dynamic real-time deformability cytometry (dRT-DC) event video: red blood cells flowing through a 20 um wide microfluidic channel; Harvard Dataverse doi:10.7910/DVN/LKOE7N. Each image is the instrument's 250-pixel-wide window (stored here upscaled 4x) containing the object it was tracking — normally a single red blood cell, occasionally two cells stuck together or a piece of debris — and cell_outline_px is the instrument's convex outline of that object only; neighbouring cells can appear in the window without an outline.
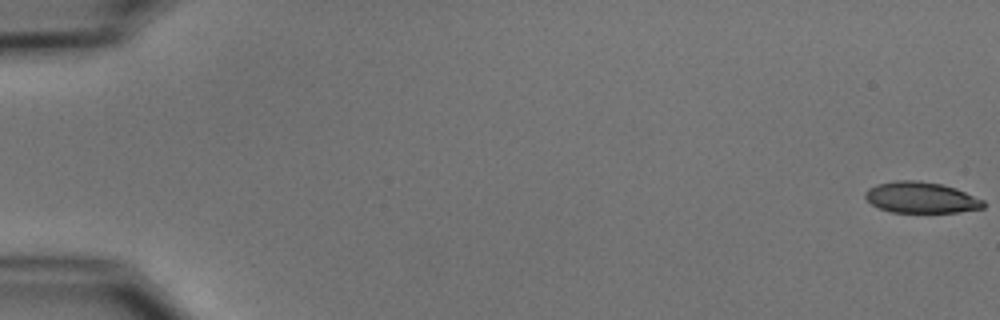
{"species": "common noctule bat (a hibernating species)", "species_latin": "Nyctalus noctula", "temperature_condition": "cold", "stored_images_in_passage": 55, "camera_frame_rate_fps": 3000, "um_per_image_px": 0.085, "animal": {"sex": "male", "body_mass_g": 15.6}, "frame": {"image": 1, "passage_image": 1, "time_ms": 0.0, "image_size_px": [1000, 320], "cell_outline_px": [[984, 208], [960, 212], [892, 212], [880, 208], [872, 204], [864, 196], [864, 192], [868, 188], [876, 184], [896, 180], [920, 180], [940, 184], [956, 188], [984, 200]], "centroid_in_image_um": [78.29, 16.78], "position_along_channel_um": 6.7, "area_um2": 21.44}}
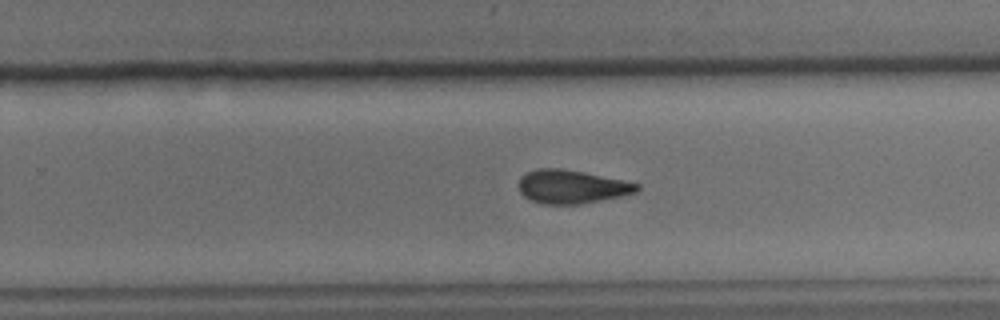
{"frame": {"image": 2, "passage_image": 36, "time_ms": 11.667, "image_size_px": [1000, 320], "cell_outline_px": [[640, 188], [636, 192], [620, 196], [580, 204], [544, 204], [532, 200], [524, 196], [520, 192], [520, 176], [536, 168], [560, 168], [584, 172], [640, 184]], "centroid_in_image_um": [48.58, 15.86], "position_along_channel_um": 281.2, "area_um2": 22.83}}
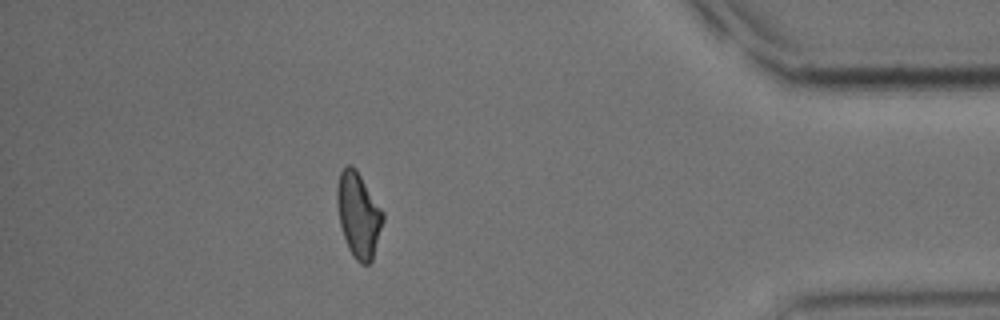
{"frame": {"image": 3, "passage_image": 49, "time_ms": 16.0, "image_size_px": [1000, 320], "cell_outline_px": [[384, 220], [372, 260], [368, 264], [360, 264], [352, 256], [348, 248], [340, 224], [336, 204], [336, 188], [340, 172], [344, 164], [352, 164], [356, 168], [384, 212]], "centroid_in_image_um": [30.46, 18.23], "position_along_channel_um": 404.7, "area_um2": 23.0}, "authors_computed_cell_mechanics": {"area_um2": 23.0044, "velocity_mm_per_s": 3.7338, "shape_relaxation_time_tau1_ms": 4.558, "shape_relaxation_time_tau2_ms": 4.8404, "deformation_change_tau1": 0.1389, "deformation_change_tau2": 0.1233}}